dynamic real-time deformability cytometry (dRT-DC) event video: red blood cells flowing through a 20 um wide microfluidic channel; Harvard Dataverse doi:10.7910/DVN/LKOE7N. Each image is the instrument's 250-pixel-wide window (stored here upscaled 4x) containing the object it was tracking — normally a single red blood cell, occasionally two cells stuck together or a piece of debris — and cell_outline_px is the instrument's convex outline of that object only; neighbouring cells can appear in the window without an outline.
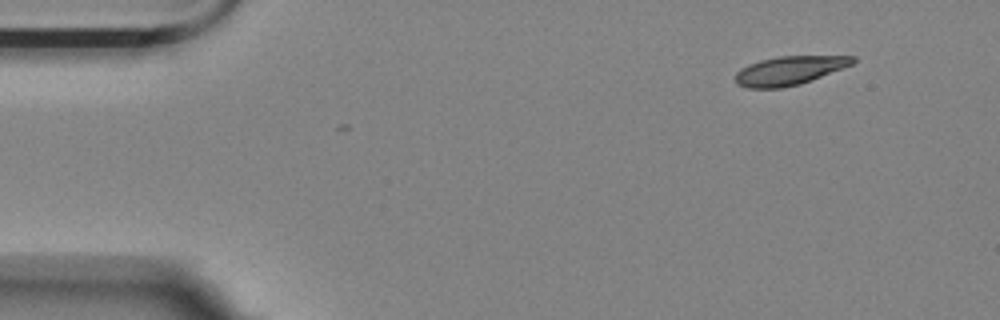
{"species": "Egyptian fruit bat (a non-hibernating species)", "species_latin": "Rousettus aegyptiacus", "temperature_condition": "room temperature", "stored_images_in_passage": 2, "camera_frame_rate_fps": 3000, "um_per_image_px": 0.085, "animal": {"sex": "female"}, "frame": {"image": 1, "passage_image": 2, "time_ms": 0.333, "image_size_px": [1000, 320], "cell_outline_px": [[856, 60], [852, 64], [812, 80], [800, 84], [784, 88], [748, 88], [736, 84], [736, 72], [740, 68], [748, 64], [760, 60], [780, 56], [856, 56]], "centroid_in_image_um": [67.07, 6.0], "position_along_channel_um": 17.9, "area_um2": 19.65}}